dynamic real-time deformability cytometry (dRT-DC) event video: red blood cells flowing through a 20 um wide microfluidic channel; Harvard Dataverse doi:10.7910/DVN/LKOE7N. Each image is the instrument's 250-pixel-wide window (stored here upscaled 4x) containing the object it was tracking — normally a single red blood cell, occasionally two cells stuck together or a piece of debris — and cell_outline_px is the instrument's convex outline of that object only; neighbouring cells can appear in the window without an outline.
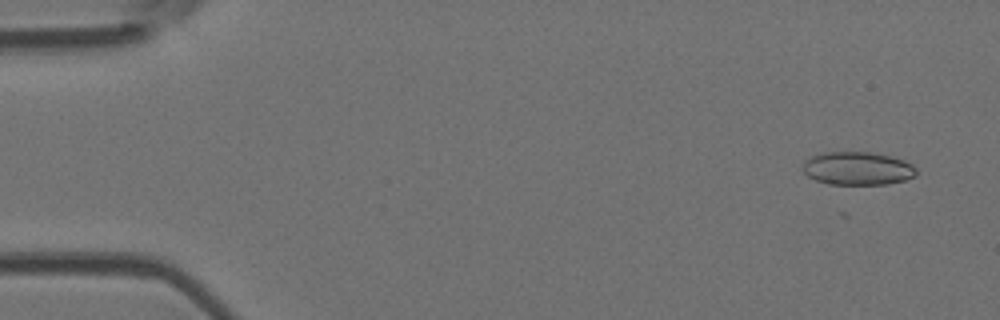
{"species": "Egyptian fruit bat (a non-hibernating species)", "species_latin": "Rousettus aegyptiacus", "temperature_condition": "room temperature", "stored_images_in_passage": 52, "camera_frame_rate_fps": 3000, "um_per_image_px": 0.085, "animal": {"sex": "female"}, "frame": {"image": 1, "passage_image": 3, "time_ms": 0.667, "image_size_px": [1000, 320], "cell_outline_px": [[916, 176], [904, 180], [888, 184], [828, 184], [816, 180], [808, 176], [804, 172], [804, 160], [812, 156], [824, 152], [872, 152], [904, 160], [912, 164], [916, 168]], "centroid_in_image_um": [72.9, 14.31], "position_along_channel_um": 12.1, "area_um2": 21.91}}
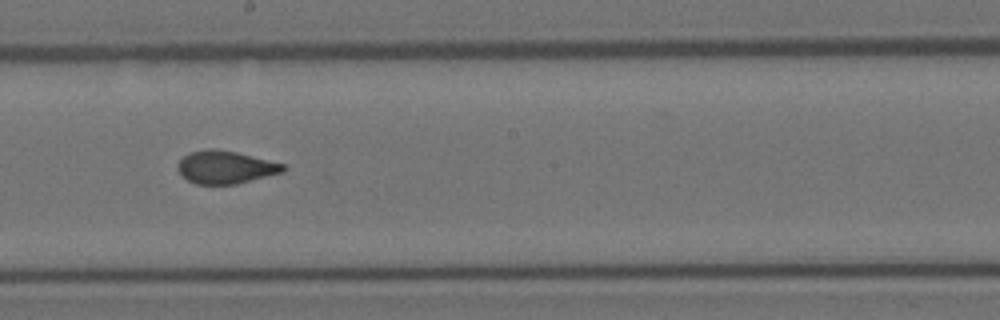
{"frame": {"image": 2, "passage_image": 29, "time_ms": 9.333, "image_size_px": [1000, 320], "cell_outline_px": [[288, 168], [284, 172], [236, 184], [196, 184], [180, 176], [176, 168], [176, 164], [184, 156], [192, 152], [212, 148], [216, 148], [236, 152], [288, 164]], "centroid_in_image_um": [19.19, 14.21], "position_along_channel_um": 229.0, "area_um2": 20.46}}
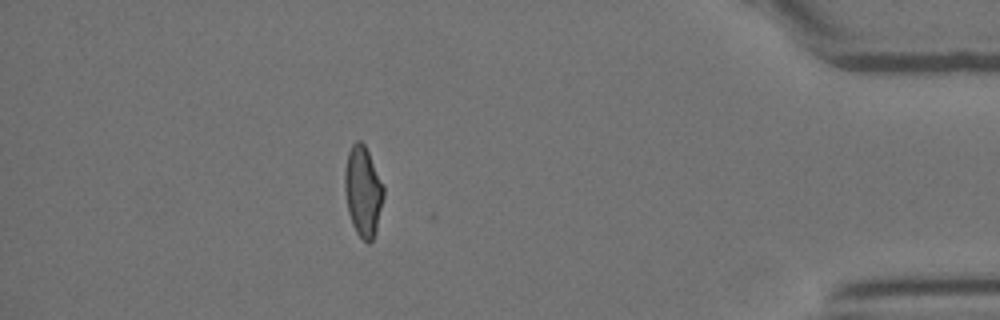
{"frame": {"image": 3, "passage_image": 46, "time_ms": 15.0, "image_size_px": [1000, 320], "cell_outline_px": [[384, 196], [376, 232], [372, 240], [368, 244], [356, 232], [352, 224], [348, 212], [344, 188], [344, 168], [348, 152], [352, 144], [356, 140], [360, 140], [364, 144], [368, 152], [384, 188]], "centroid_in_image_um": [30.84, 16.27], "position_along_channel_um": 404.4, "area_um2": 20.4}, "authors_computed_cell_mechanics": {"area_um2": 20.808, "velocity_mm_per_s": 3.9016, "shape_relaxation_time_tau1_ms": null, "shape_relaxation_time_tau2_ms": 0.8678, "deformation_change_tau1": null, "deformation_change_tau2": 0.0471}}